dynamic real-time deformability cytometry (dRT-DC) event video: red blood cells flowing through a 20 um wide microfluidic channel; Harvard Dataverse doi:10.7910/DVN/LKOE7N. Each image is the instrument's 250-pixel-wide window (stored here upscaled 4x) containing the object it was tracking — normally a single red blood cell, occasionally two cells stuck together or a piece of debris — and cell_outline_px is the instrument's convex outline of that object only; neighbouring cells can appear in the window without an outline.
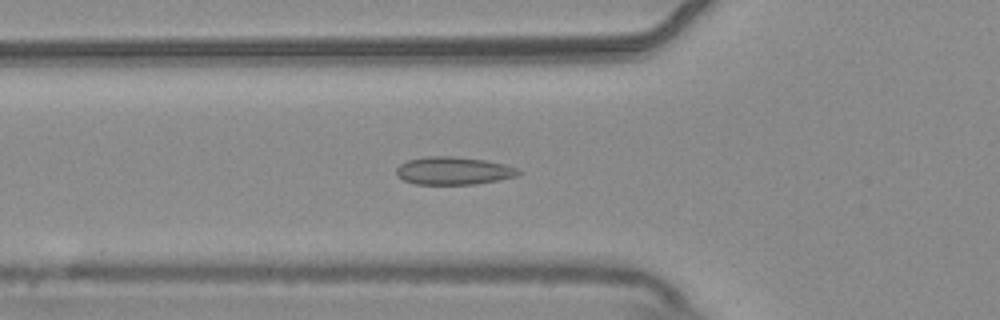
{"species": "common noctule bat (a hibernating species)", "species_latin": "Nyctalus noctula", "temperature_condition": "warm", "stored_images_in_passage": 38, "camera_frame_rate_fps": 3000, "um_per_image_px": 0.085, "animal": {"sex": "male", "body_mass_g": 20.4}, "frame": {"image": 1, "passage_image": 2, "time_ms": 0.333, "image_size_px": [1000, 320], "cell_outline_px": [[520, 176], [500, 180], [476, 184], [416, 184], [404, 180], [396, 176], [396, 168], [400, 164], [408, 160], [424, 156], [452, 156], [484, 160], [504, 164], [520, 168]], "centroid_in_image_um": [38.57, 14.51], "position_along_channel_um": 87.2, "area_um2": 20.0}}
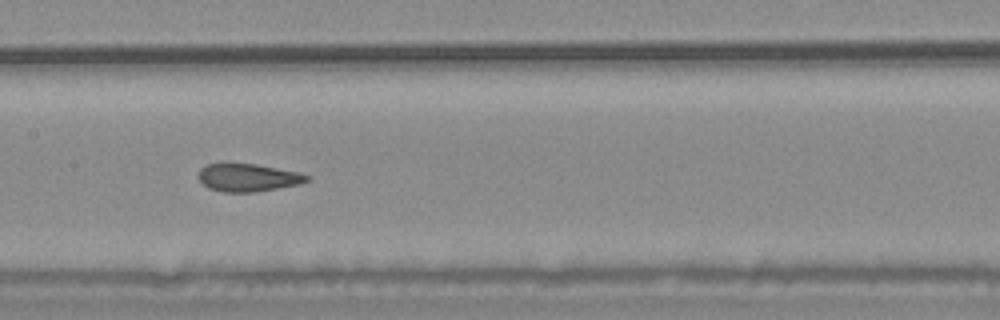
{"frame": {"image": 2, "passage_image": 10, "time_ms": 3.0, "image_size_px": [1000, 320], "cell_outline_px": [[312, 180], [300, 184], [256, 192], [224, 192], [208, 188], [196, 176], [200, 168], [208, 164], [224, 160], [228, 160], [256, 164], [300, 172], [312, 176]], "centroid_in_image_um": [21.07, 15.05], "position_along_channel_um": 186.3, "area_um2": 18.5}}
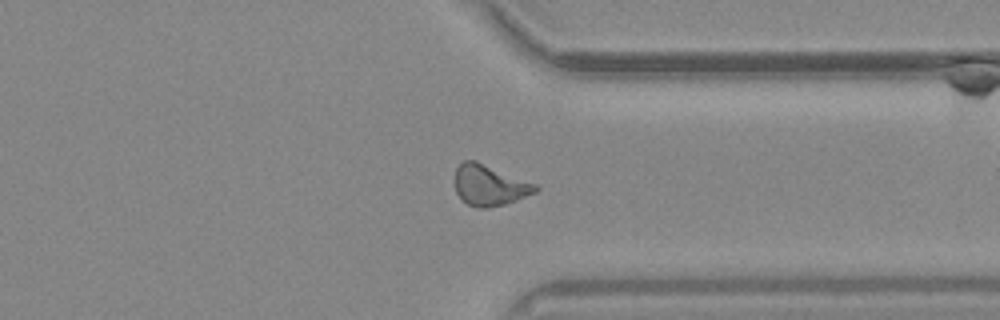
{"frame": {"image": 3, "passage_image": 25, "time_ms": 8.0, "image_size_px": [1000, 320], "cell_outline_px": [[540, 188], [536, 192], [516, 200], [504, 204], [488, 208], [476, 208], [468, 204], [456, 192], [456, 168], [464, 160], [476, 160], [536, 184]], "centroid_in_image_um": [41.62, 15.74], "position_along_channel_um": 369.8, "area_um2": 18.96}}